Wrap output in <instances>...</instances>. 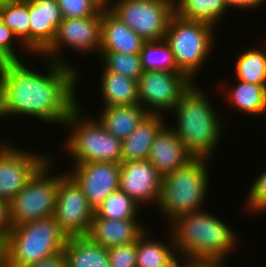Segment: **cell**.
Instances as JSON below:
<instances>
[{
	"label": "cell",
	"instance_id": "19",
	"mask_svg": "<svg viewBox=\"0 0 266 267\" xmlns=\"http://www.w3.org/2000/svg\"><path fill=\"white\" fill-rule=\"evenodd\" d=\"M145 41L110 10H102L100 52L140 54Z\"/></svg>",
	"mask_w": 266,
	"mask_h": 267
},
{
	"label": "cell",
	"instance_id": "33",
	"mask_svg": "<svg viewBox=\"0 0 266 267\" xmlns=\"http://www.w3.org/2000/svg\"><path fill=\"white\" fill-rule=\"evenodd\" d=\"M18 46L24 49V53H26V51V54L30 53L0 18V63L7 61H22V54L21 56L18 55L19 51H16L14 48Z\"/></svg>",
	"mask_w": 266,
	"mask_h": 267
},
{
	"label": "cell",
	"instance_id": "6",
	"mask_svg": "<svg viewBox=\"0 0 266 267\" xmlns=\"http://www.w3.org/2000/svg\"><path fill=\"white\" fill-rule=\"evenodd\" d=\"M81 107L78 105L63 125L70 132L65 145H62L68 153L66 155L73 157V163L99 161L120 164L122 141L112 136L94 115L91 118L90 114L87 116Z\"/></svg>",
	"mask_w": 266,
	"mask_h": 267
},
{
	"label": "cell",
	"instance_id": "17",
	"mask_svg": "<svg viewBox=\"0 0 266 267\" xmlns=\"http://www.w3.org/2000/svg\"><path fill=\"white\" fill-rule=\"evenodd\" d=\"M193 159L170 124H166L158 132L148 156V160L162 176L184 167Z\"/></svg>",
	"mask_w": 266,
	"mask_h": 267
},
{
	"label": "cell",
	"instance_id": "43",
	"mask_svg": "<svg viewBox=\"0 0 266 267\" xmlns=\"http://www.w3.org/2000/svg\"><path fill=\"white\" fill-rule=\"evenodd\" d=\"M5 2V0H0V6Z\"/></svg>",
	"mask_w": 266,
	"mask_h": 267
},
{
	"label": "cell",
	"instance_id": "25",
	"mask_svg": "<svg viewBox=\"0 0 266 267\" xmlns=\"http://www.w3.org/2000/svg\"><path fill=\"white\" fill-rule=\"evenodd\" d=\"M146 230L137 240L136 266L137 267H164L176 257L173 235L169 231L166 243L151 238Z\"/></svg>",
	"mask_w": 266,
	"mask_h": 267
},
{
	"label": "cell",
	"instance_id": "24",
	"mask_svg": "<svg viewBox=\"0 0 266 267\" xmlns=\"http://www.w3.org/2000/svg\"><path fill=\"white\" fill-rule=\"evenodd\" d=\"M67 267H110L107 248L88 236L69 237L64 248Z\"/></svg>",
	"mask_w": 266,
	"mask_h": 267
},
{
	"label": "cell",
	"instance_id": "20",
	"mask_svg": "<svg viewBox=\"0 0 266 267\" xmlns=\"http://www.w3.org/2000/svg\"><path fill=\"white\" fill-rule=\"evenodd\" d=\"M166 114H148L138 127L122 141V162L148 159L158 132L166 125Z\"/></svg>",
	"mask_w": 266,
	"mask_h": 267
},
{
	"label": "cell",
	"instance_id": "37",
	"mask_svg": "<svg viewBox=\"0 0 266 267\" xmlns=\"http://www.w3.org/2000/svg\"><path fill=\"white\" fill-rule=\"evenodd\" d=\"M24 267H67V258L64 250L54 255L46 257L37 263L30 264Z\"/></svg>",
	"mask_w": 266,
	"mask_h": 267
},
{
	"label": "cell",
	"instance_id": "10",
	"mask_svg": "<svg viewBox=\"0 0 266 267\" xmlns=\"http://www.w3.org/2000/svg\"><path fill=\"white\" fill-rule=\"evenodd\" d=\"M101 23L102 10L94 16L63 19L56 30L52 44L40 56L76 69V66L69 65L60 56L61 49L68 47V49L74 50L75 53H83L84 56L87 55L85 53L89 54L93 51L96 52V55L100 54Z\"/></svg>",
	"mask_w": 266,
	"mask_h": 267
},
{
	"label": "cell",
	"instance_id": "21",
	"mask_svg": "<svg viewBox=\"0 0 266 267\" xmlns=\"http://www.w3.org/2000/svg\"><path fill=\"white\" fill-rule=\"evenodd\" d=\"M97 117L103 127L115 138L123 141L149 114L141 105L109 106L101 108Z\"/></svg>",
	"mask_w": 266,
	"mask_h": 267
},
{
	"label": "cell",
	"instance_id": "9",
	"mask_svg": "<svg viewBox=\"0 0 266 267\" xmlns=\"http://www.w3.org/2000/svg\"><path fill=\"white\" fill-rule=\"evenodd\" d=\"M110 11L144 41L165 39L174 0H117Z\"/></svg>",
	"mask_w": 266,
	"mask_h": 267
},
{
	"label": "cell",
	"instance_id": "28",
	"mask_svg": "<svg viewBox=\"0 0 266 267\" xmlns=\"http://www.w3.org/2000/svg\"><path fill=\"white\" fill-rule=\"evenodd\" d=\"M0 18L29 51V0H5Z\"/></svg>",
	"mask_w": 266,
	"mask_h": 267
},
{
	"label": "cell",
	"instance_id": "8",
	"mask_svg": "<svg viewBox=\"0 0 266 267\" xmlns=\"http://www.w3.org/2000/svg\"><path fill=\"white\" fill-rule=\"evenodd\" d=\"M52 160L54 159L51 156L9 203L12 225H22L54 216L60 173L51 174Z\"/></svg>",
	"mask_w": 266,
	"mask_h": 267
},
{
	"label": "cell",
	"instance_id": "14",
	"mask_svg": "<svg viewBox=\"0 0 266 267\" xmlns=\"http://www.w3.org/2000/svg\"><path fill=\"white\" fill-rule=\"evenodd\" d=\"M73 164V169L66 172L81 187L94 211L109 195L119 190L120 164L99 161Z\"/></svg>",
	"mask_w": 266,
	"mask_h": 267
},
{
	"label": "cell",
	"instance_id": "38",
	"mask_svg": "<svg viewBox=\"0 0 266 267\" xmlns=\"http://www.w3.org/2000/svg\"><path fill=\"white\" fill-rule=\"evenodd\" d=\"M265 3L266 0H226V4L229 10L230 8H237L244 11L245 9H248V11H252L254 9L255 11Z\"/></svg>",
	"mask_w": 266,
	"mask_h": 267
},
{
	"label": "cell",
	"instance_id": "27",
	"mask_svg": "<svg viewBox=\"0 0 266 267\" xmlns=\"http://www.w3.org/2000/svg\"><path fill=\"white\" fill-rule=\"evenodd\" d=\"M266 43V42H265ZM266 47V44H263ZM244 49L234 62V79L253 84H266V48Z\"/></svg>",
	"mask_w": 266,
	"mask_h": 267
},
{
	"label": "cell",
	"instance_id": "11",
	"mask_svg": "<svg viewBox=\"0 0 266 267\" xmlns=\"http://www.w3.org/2000/svg\"><path fill=\"white\" fill-rule=\"evenodd\" d=\"M193 83L182 72L143 71L137 81L139 105L149 114L170 113Z\"/></svg>",
	"mask_w": 266,
	"mask_h": 267
},
{
	"label": "cell",
	"instance_id": "36",
	"mask_svg": "<svg viewBox=\"0 0 266 267\" xmlns=\"http://www.w3.org/2000/svg\"><path fill=\"white\" fill-rule=\"evenodd\" d=\"M12 230L9 202L0 199V242L5 243Z\"/></svg>",
	"mask_w": 266,
	"mask_h": 267
},
{
	"label": "cell",
	"instance_id": "3",
	"mask_svg": "<svg viewBox=\"0 0 266 267\" xmlns=\"http://www.w3.org/2000/svg\"><path fill=\"white\" fill-rule=\"evenodd\" d=\"M199 87L194 82L170 111L176 115L170 127L194 158L210 159L221 144L224 119Z\"/></svg>",
	"mask_w": 266,
	"mask_h": 267
},
{
	"label": "cell",
	"instance_id": "29",
	"mask_svg": "<svg viewBox=\"0 0 266 267\" xmlns=\"http://www.w3.org/2000/svg\"><path fill=\"white\" fill-rule=\"evenodd\" d=\"M143 71L181 72L169 43L165 40L145 41L140 51Z\"/></svg>",
	"mask_w": 266,
	"mask_h": 267
},
{
	"label": "cell",
	"instance_id": "2",
	"mask_svg": "<svg viewBox=\"0 0 266 267\" xmlns=\"http://www.w3.org/2000/svg\"><path fill=\"white\" fill-rule=\"evenodd\" d=\"M168 227L177 256L191 261L226 260L239 245L237 233L222 219L206 211L183 214ZM238 245V246H237Z\"/></svg>",
	"mask_w": 266,
	"mask_h": 267
},
{
	"label": "cell",
	"instance_id": "34",
	"mask_svg": "<svg viewBox=\"0 0 266 267\" xmlns=\"http://www.w3.org/2000/svg\"><path fill=\"white\" fill-rule=\"evenodd\" d=\"M63 19L94 16L100 8L93 0H57Z\"/></svg>",
	"mask_w": 266,
	"mask_h": 267
},
{
	"label": "cell",
	"instance_id": "18",
	"mask_svg": "<svg viewBox=\"0 0 266 267\" xmlns=\"http://www.w3.org/2000/svg\"><path fill=\"white\" fill-rule=\"evenodd\" d=\"M137 219L108 220L94 214L91 228L87 236L95 243L110 248L121 244L137 242L139 237L148 229Z\"/></svg>",
	"mask_w": 266,
	"mask_h": 267
},
{
	"label": "cell",
	"instance_id": "39",
	"mask_svg": "<svg viewBox=\"0 0 266 267\" xmlns=\"http://www.w3.org/2000/svg\"><path fill=\"white\" fill-rule=\"evenodd\" d=\"M224 263H226L224 260L191 261L189 267H225Z\"/></svg>",
	"mask_w": 266,
	"mask_h": 267
},
{
	"label": "cell",
	"instance_id": "35",
	"mask_svg": "<svg viewBox=\"0 0 266 267\" xmlns=\"http://www.w3.org/2000/svg\"><path fill=\"white\" fill-rule=\"evenodd\" d=\"M110 267H137V242L121 244L107 249Z\"/></svg>",
	"mask_w": 266,
	"mask_h": 267
},
{
	"label": "cell",
	"instance_id": "12",
	"mask_svg": "<svg viewBox=\"0 0 266 267\" xmlns=\"http://www.w3.org/2000/svg\"><path fill=\"white\" fill-rule=\"evenodd\" d=\"M2 142V143H1ZM0 142V199L11 202L35 173L49 160L50 154L19 149Z\"/></svg>",
	"mask_w": 266,
	"mask_h": 267
},
{
	"label": "cell",
	"instance_id": "30",
	"mask_svg": "<svg viewBox=\"0 0 266 267\" xmlns=\"http://www.w3.org/2000/svg\"><path fill=\"white\" fill-rule=\"evenodd\" d=\"M139 208L141 207L119 189L109 195L95 213L108 220L137 219Z\"/></svg>",
	"mask_w": 266,
	"mask_h": 267
},
{
	"label": "cell",
	"instance_id": "15",
	"mask_svg": "<svg viewBox=\"0 0 266 267\" xmlns=\"http://www.w3.org/2000/svg\"><path fill=\"white\" fill-rule=\"evenodd\" d=\"M162 178L148 159L120 163L119 189L139 207L157 206Z\"/></svg>",
	"mask_w": 266,
	"mask_h": 267
},
{
	"label": "cell",
	"instance_id": "5",
	"mask_svg": "<svg viewBox=\"0 0 266 267\" xmlns=\"http://www.w3.org/2000/svg\"><path fill=\"white\" fill-rule=\"evenodd\" d=\"M68 238L54 216L12 225L4 243L6 267H24L61 252Z\"/></svg>",
	"mask_w": 266,
	"mask_h": 267
},
{
	"label": "cell",
	"instance_id": "4",
	"mask_svg": "<svg viewBox=\"0 0 266 267\" xmlns=\"http://www.w3.org/2000/svg\"><path fill=\"white\" fill-rule=\"evenodd\" d=\"M208 162L206 158H194L184 167L163 176L155 209L166 217L168 225L178 216L202 211L210 186Z\"/></svg>",
	"mask_w": 266,
	"mask_h": 267
},
{
	"label": "cell",
	"instance_id": "32",
	"mask_svg": "<svg viewBox=\"0 0 266 267\" xmlns=\"http://www.w3.org/2000/svg\"><path fill=\"white\" fill-rule=\"evenodd\" d=\"M245 198V206L251 214L266 213V169L254 179Z\"/></svg>",
	"mask_w": 266,
	"mask_h": 267
},
{
	"label": "cell",
	"instance_id": "1",
	"mask_svg": "<svg viewBox=\"0 0 266 267\" xmlns=\"http://www.w3.org/2000/svg\"><path fill=\"white\" fill-rule=\"evenodd\" d=\"M40 58L47 64L44 72L31 68L25 59L0 63V119L19 115L64 128L79 105L80 70Z\"/></svg>",
	"mask_w": 266,
	"mask_h": 267
},
{
	"label": "cell",
	"instance_id": "42",
	"mask_svg": "<svg viewBox=\"0 0 266 267\" xmlns=\"http://www.w3.org/2000/svg\"><path fill=\"white\" fill-rule=\"evenodd\" d=\"M0 267H6L5 244L0 242Z\"/></svg>",
	"mask_w": 266,
	"mask_h": 267
},
{
	"label": "cell",
	"instance_id": "41",
	"mask_svg": "<svg viewBox=\"0 0 266 267\" xmlns=\"http://www.w3.org/2000/svg\"><path fill=\"white\" fill-rule=\"evenodd\" d=\"M117 0H93V2L100 8V10H110Z\"/></svg>",
	"mask_w": 266,
	"mask_h": 267
},
{
	"label": "cell",
	"instance_id": "40",
	"mask_svg": "<svg viewBox=\"0 0 266 267\" xmlns=\"http://www.w3.org/2000/svg\"><path fill=\"white\" fill-rule=\"evenodd\" d=\"M164 267H189V261L182 256H177L171 263Z\"/></svg>",
	"mask_w": 266,
	"mask_h": 267
},
{
	"label": "cell",
	"instance_id": "13",
	"mask_svg": "<svg viewBox=\"0 0 266 267\" xmlns=\"http://www.w3.org/2000/svg\"><path fill=\"white\" fill-rule=\"evenodd\" d=\"M94 214L81 187L67 172H61L54 213L61 229L68 237L87 236Z\"/></svg>",
	"mask_w": 266,
	"mask_h": 267
},
{
	"label": "cell",
	"instance_id": "16",
	"mask_svg": "<svg viewBox=\"0 0 266 267\" xmlns=\"http://www.w3.org/2000/svg\"><path fill=\"white\" fill-rule=\"evenodd\" d=\"M62 20L57 0H29L30 57H39L52 44Z\"/></svg>",
	"mask_w": 266,
	"mask_h": 267
},
{
	"label": "cell",
	"instance_id": "23",
	"mask_svg": "<svg viewBox=\"0 0 266 267\" xmlns=\"http://www.w3.org/2000/svg\"><path fill=\"white\" fill-rule=\"evenodd\" d=\"M102 68L98 84L103 107L139 104L137 81Z\"/></svg>",
	"mask_w": 266,
	"mask_h": 267
},
{
	"label": "cell",
	"instance_id": "7",
	"mask_svg": "<svg viewBox=\"0 0 266 267\" xmlns=\"http://www.w3.org/2000/svg\"><path fill=\"white\" fill-rule=\"evenodd\" d=\"M215 28L205 22L182 18L176 13L169 21L165 40L170 45L178 69L193 82H196L194 78L214 50Z\"/></svg>",
	"mask_w": 266,
	"mask_h": 267
},
{
	"label": "cell",
	"instance_id": "22",
	"mask_svg": "<svg viewBox=\"0 0 266 267\" xmlns=\"http://www.w3.org/2000/svg\"><path fill=\"white\" fill-rule=\"evenodd\" d=\"M235 86H227L225 84L219 87H224L222 91L226 96V102L231 103L241 111L244 115L260 117L266 115V84H253L241 80H236ZM228 87V88H226Z\"/></svg>",
	"mask_w": 266,
	"mask_h": 267
},
{
	"label": "cell",
	"instance_id": "26",
	"mask_svg": "<svg viewBox=\"0 0 266 267\" xmlns=\"http://www.w3.org/2000/svg\"><path fill=\"white\" fill-rule=\"evenodd\" d=\"M175 13L185 19L218 27L228 10L226 0H174Z\"/></svg>",
	"mask_w": 266,
	"mask_h": 267
},
{
	"label": "cell",
	"instance_id": "31",
	"mask_svg": "<svg viewBox=\"0 0 266 267\" xmlns=\"http://www.w3.org/2000/svg\"><path fill=\"white\" fill-rule=\"evenodd\" d=\"M103 67L110 72L118 73L138 81L143 74L140 54H124L120 52H100Z\"/></svg>",
	"mask_w": 266,
	"mask_h": 267
}]
</instances>
